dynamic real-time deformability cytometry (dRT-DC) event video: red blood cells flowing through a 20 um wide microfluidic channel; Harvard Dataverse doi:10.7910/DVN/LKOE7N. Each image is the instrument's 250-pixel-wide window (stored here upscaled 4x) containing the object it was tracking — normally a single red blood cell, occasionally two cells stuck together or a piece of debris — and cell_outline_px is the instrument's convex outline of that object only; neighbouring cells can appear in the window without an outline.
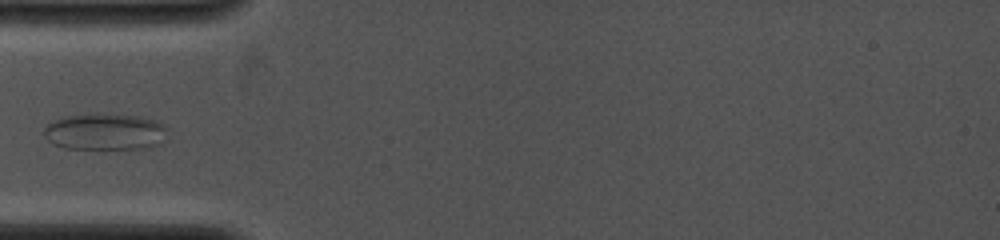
{"species": "common noctule bat (a hibernating species)", "species_latin": "Nyctalus noctula", "temperature_condition": "cold", "stored_images_in_passage": 55, "camera_frame_rate_fps": 4000, "um_per_image_px": 0.085, "animal": {"sex": "female", "body_mass_g": 19.0, "forearm_length_mm": 53.3}, "frame": {"image": 1, "passage_image": 10, "time_ms": 4.5, "image_size_px": [1000, 240], "cell_outline_px": [[168, 140], [156, 144], [140, 148], [64, 148], [52, 144], [44, 136], [44, 128], [52, 120], [60, 116], [100, 112], [144, 116], [160, 120], [168, 128]], "centroid_in_image_um": [8.96, 11.15], "position_along_channel_um": 76.0, "area_um2": 27.22}}
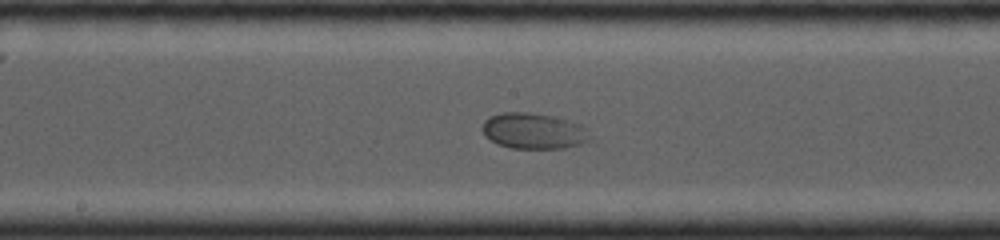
{"frame": {"image": 2, "passage_image": 21, "time_ms": 7.5, "image_size_px": [1000, 240], "cell_outline_px": [[592, 136], [588, 140], [580, 144], [564, 148], [508, 148], [496, 144], [484, 136], [480, 128], [484, 120], [488, 116], [500, 112], [528, 112], [552, 116], [568, 120], [580, 124], [588, 128]], "centroid_in_image_um": [45.32, 11.13], "position_along_channel_um": 202.9, "area_um2": 22.95}}
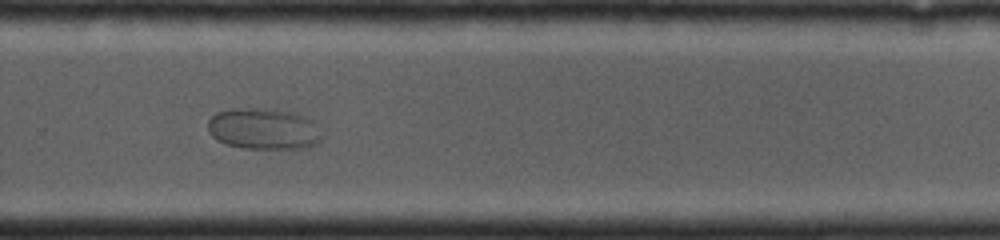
{"frame": {"image": 3, "passage_image": 33, "time_ms": 10.0, "image_size_px": [1000, 240], "cell_outline_px": [[320, 140], [316, 144], [308, 148], [244, 148], [224, 144], [216, 140], [208, 132], [208, 120], [216, 112], [232, 108], [276, 108], [296, 112], [312, 120], [320, 136]], "centroid_in_image_um": [22.36, 10.93], "position_along_channel_um": 307.4, "area_um2": 27.69}}